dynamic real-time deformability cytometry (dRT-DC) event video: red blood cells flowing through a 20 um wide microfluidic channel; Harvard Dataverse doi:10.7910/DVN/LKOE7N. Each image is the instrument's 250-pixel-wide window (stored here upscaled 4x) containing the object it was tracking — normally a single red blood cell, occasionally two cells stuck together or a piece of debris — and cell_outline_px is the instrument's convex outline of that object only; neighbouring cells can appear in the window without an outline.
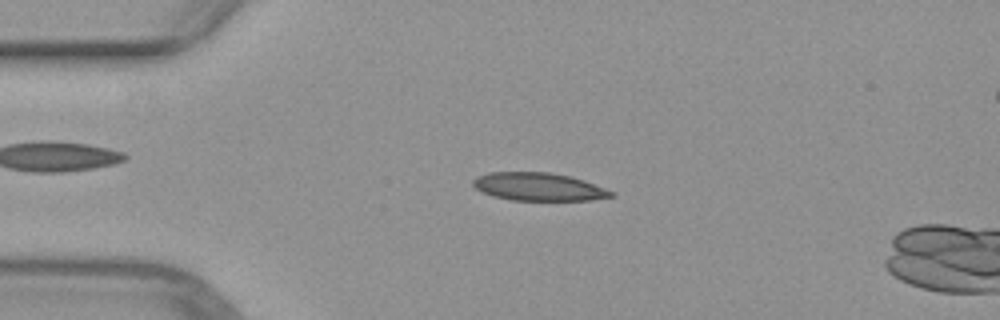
{"species": "common noctule bat (a hibernating species)", "species_latin": "Nyctalus noctula", "temperature_condition": "warm", "stored_images_in_passage": 50, "camera_frame_rate_fps": 3000, "um_per_image_px": 0.085, "animal": {"sex": "female", "body_mass_g": 29.2, "forearm_length_mm": 56.3}, "frame": {"image": 1, "passage_image": 11, "time_ms": 3.333, "image_size_px": [1000, 320], "cell_outline_px": [[616, 196], [588, 200], [512, 200], [492, 196], [476, 188], [472, 184], [472, 180], [476, 176], [488, 172], [548, 172], [568, 176], [584, 180], [616, 192]], "centroid_in_image_um": [45.79, 15.87], "position_along_channel_um": 39.2, "area_um2": 22.54}}
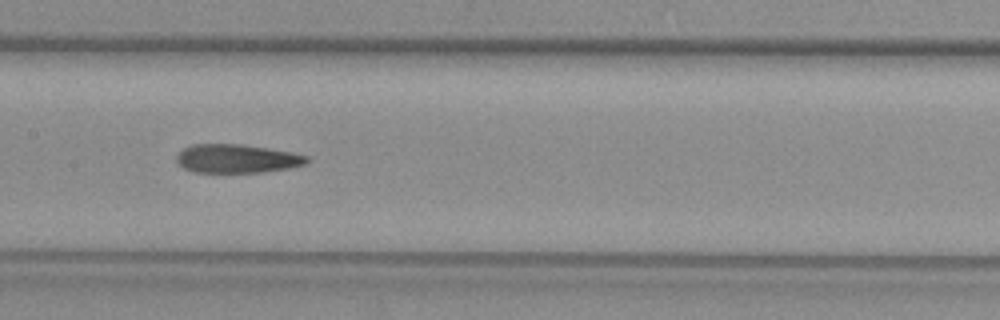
{"frame": {"image": 2, "passage_image": 24, "time_ms": 7.667, "image_size_px": [1000, 320], "cell_outline_px": [[308, 160], [304, 164], [288, 168], [264, 172], [192, 172], [184, 168], [176, 160], [176, 156], [184, 148], [192, 144], [240, 144], [268, 148], [292, 152], [308, 156]], "centroid_in_image_um": [20.12, 13.48], "position_along_channel_um": 187.3, "area_um2": 21.62}}
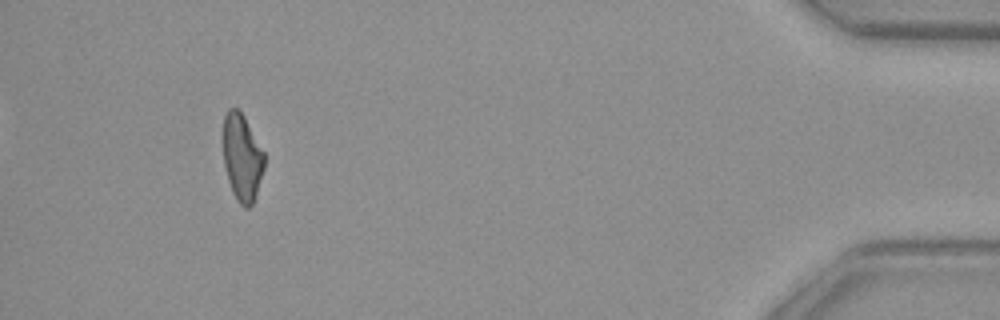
{"frame": {"image": 3, "passage_image": 46, "time_ms": 15.0, "image_size_px": [1000, 320], "cell_outline_px": [[264, 168], [256, 196], [252, 204], [248, 208], [244, 208], [240, 204], [232, 192], [228, 180], [224, 164], [224, 116], [228, 108], [236, 108], [244, 116], [264, 152]], "centroid_in_image_um": [20.58, 13.41], "position_along_channel_um": 414.6, "area_um2": 20.69}}